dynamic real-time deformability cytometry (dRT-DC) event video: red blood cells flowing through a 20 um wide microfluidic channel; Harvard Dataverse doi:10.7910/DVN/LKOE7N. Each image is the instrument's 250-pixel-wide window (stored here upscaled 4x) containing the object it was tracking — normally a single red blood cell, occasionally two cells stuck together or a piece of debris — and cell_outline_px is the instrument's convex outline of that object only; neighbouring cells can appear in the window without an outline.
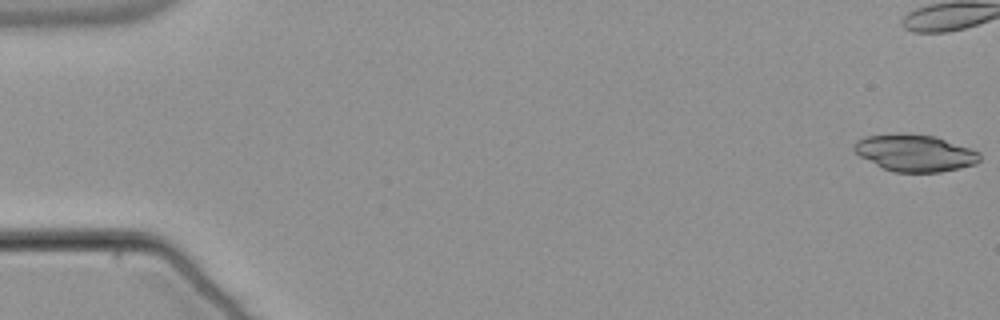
{"species": "common noctule bat (a hibernating species)", "species_latin": "Nyctalus noctula", "temperature_condition": "warm", "stored_images_in_passage": 55, "camera_frame_rate_fps": 3000, "um_per_image_px": 0.085, "animal": {"sex": "male", "body_mass_g": 21.5, "forearm_length_mm": 52.0}, "frame": {"image": 1, "passage_image": 1, "time_ms": 0.0, "image_size_px": [1000, 320], "cell_outline_px": [[980, 160], [976, 164], [960, 168], [940, 172], [892, 172], [860, 156], [852, 148], [852, 144], [856, 140], [864, 136], [900, 132], [904, 132], [936, 136], [972, 148], [980, 152]], "centroid_in_image_um": [77.77, 12.97], "position_along_channel_um": 7.2, "area_um2": 27.46}}